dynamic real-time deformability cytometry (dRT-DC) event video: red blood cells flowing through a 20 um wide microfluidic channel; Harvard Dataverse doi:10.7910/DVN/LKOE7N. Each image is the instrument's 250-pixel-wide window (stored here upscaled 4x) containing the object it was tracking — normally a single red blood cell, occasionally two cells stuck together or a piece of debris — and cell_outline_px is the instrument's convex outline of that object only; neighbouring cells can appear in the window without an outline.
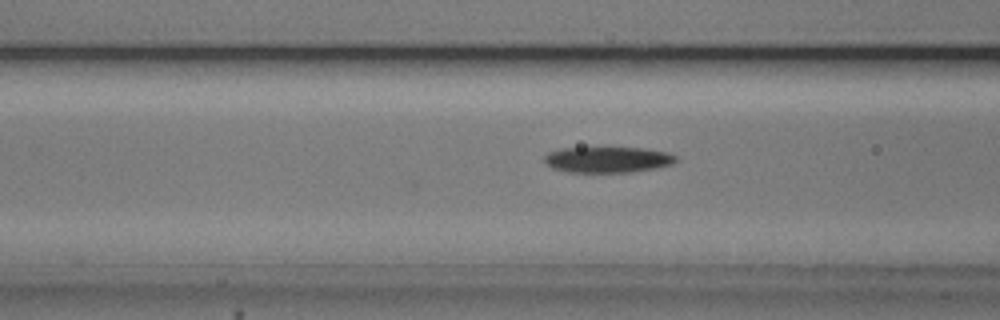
{"species": "common noctule bat (a hibernating species)", "species_latin": "Nyctalus noctula", "temperature_condition": "cold", "stored_images_in_passage": 36, "camera_frame_rate_fps": 3000, "um_per_image_px": 0.085, "animal": {"sex": "male", "body_mass_g": 20.5, "forearm_length_mm": 52.5}, "frame": {"image": 1, "passage_image": 7, "time_ms": 2.0, "image_size_px": [1000, 320], "cell_outline_px": [[680, 160], [672, 164], [652, 168], [628, 172], [572, 172], [552, 168], [544, 160], [544, 156], [548, 152], [560, 148], [648, 148], [668, 152], [676, 156]], "centroid_in_image_um": [51.68, 13.55], "position_along_channel_um": 114.9, "area_um2": 19.77}}
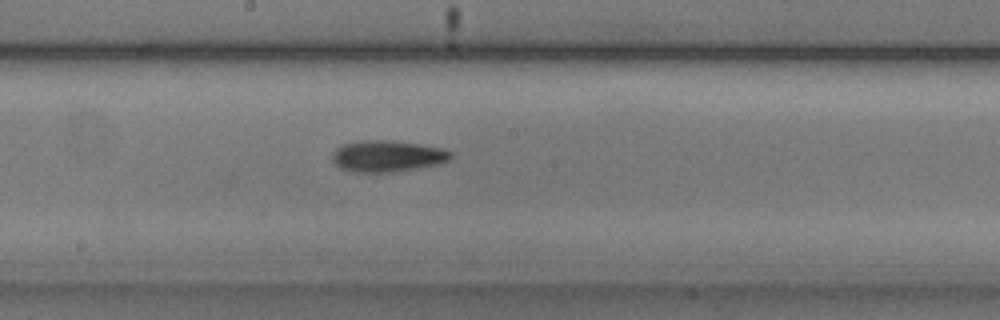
{"frame": {"image": 2, "passage_image": 15, "time_ms": 4.667, "image_size_px": [1000, 320], "cell_outline_px": [[452, 156], [448, 160], [436, 164], [416, 168], [392, 172], [352, 172], [340, 168], [332, 160], [332, 152], [336, 148], [344, 144], [364, 140], [384, 140], [420, 144], [444, 148], [452, 152]], "centroid_in_image_um": [32.9, 13.27], "position_along_channel_um": 215.3, "area_um2": 21.56}}
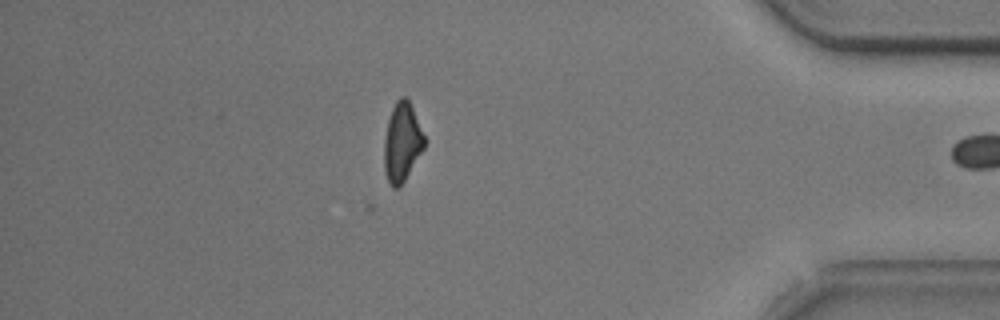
{"frame": {"image": 3, "passage_image": 33, "time_ms": 10.667, "image_size_px": [1000, 320], "cell_outline_px": [[428, 140], [424, 148], [400, 188], [392, 188], [384, 172], [384, 140], [388, 120], [392, 108], [396, 100], [400, 96], [404, 96], [408, 100]], "centroid_in_image_um": [34.19, 12.1], "position_along_channel_um": 401.0, "area_um2": 18.73}, "authors_computed_cell_mechanics": {"area_um2": 20.2011, "velocity_mm_per_s": 3.7461, "shape_relaxation_time_tau1_ms": null, "shape_relaxation_time_tau2_ms": 2.4122, "deformation_change_tau1": null, "deformation_change_tau2": 0.0846}}